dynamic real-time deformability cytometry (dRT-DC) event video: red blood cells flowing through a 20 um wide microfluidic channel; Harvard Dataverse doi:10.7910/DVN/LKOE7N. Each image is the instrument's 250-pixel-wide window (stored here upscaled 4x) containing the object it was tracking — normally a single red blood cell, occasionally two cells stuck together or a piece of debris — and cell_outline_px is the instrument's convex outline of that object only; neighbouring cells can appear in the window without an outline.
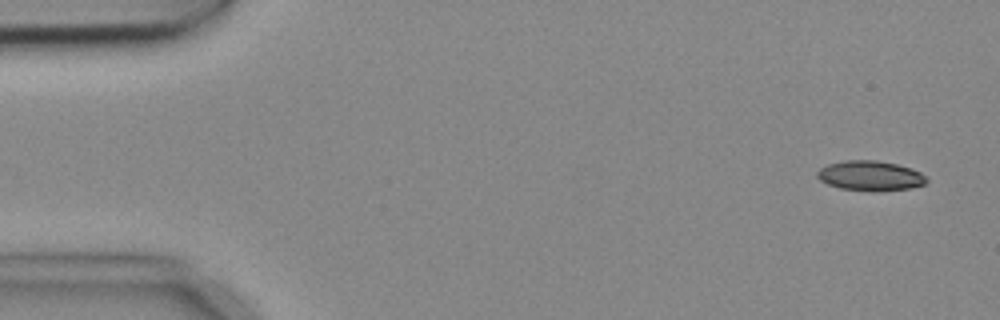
{"species": "common noctule bat (a hibernating species)", "species_latin": "Nyctalus noctula", "temperature_condition": "cold", "stored_images_in_passage": 6, "camera_frame_rate_fps": 3000, "um_per_image_px": 0.085, "animal": {"sex": "female", "body_mass_g": 18.4}, "frame": {"image": 1, "passage_image": 1, "time_ms": 0.0, "image_size_px": [1000, 320], "cell_outline_px": [[928, 180], [924, 184], [908, 188], [872, 192], [840, 188], [828, 184], [820, 180], [816, 176], [816, 172], [820, 168], [828, 164], [844, 160], [876, 160], [896, 164], [912, 168], [920, 172]], "centroid_in_image_um": [73.94, 14.94], "position_along_channel_um": 11.1, "area_um2": 19.07}}